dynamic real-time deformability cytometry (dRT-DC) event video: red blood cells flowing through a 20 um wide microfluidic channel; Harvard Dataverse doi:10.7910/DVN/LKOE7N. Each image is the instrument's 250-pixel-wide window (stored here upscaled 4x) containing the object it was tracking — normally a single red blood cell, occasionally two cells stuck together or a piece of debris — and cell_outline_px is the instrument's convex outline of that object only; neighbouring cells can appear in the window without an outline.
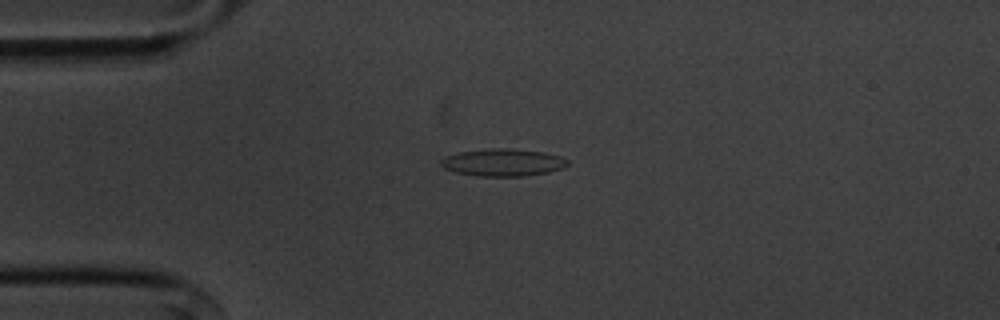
{"species": "common noctule bat (a hibernating species)", "species_latin": "Nyctalus noctula", "temperature_condition": "cold", "stored_images_in_passage": 43, "camera_frame_rate_fps": 3000, "um_per_image_px": 0.085, "animal": {"sex": "male", "body_mass_g": 20.1, "forearm_length_mm": 53.5}, "frame": {"image": 1, "passage_image": 1, "time_ms": 0.0, "image_size_px": [1000, 320], "cell_outline_px": [[568, 164], [564, 168], [548, 172], [524, 176], [480, 176], [456, 172], [444, 168], [440, 164], [440, 160], [444, 156], [460, 152], [492, 148], [512, 148], [540, 152], [560, 156], [568, 160]], "centroid_in_image_um": [42.74, 13.81], "position_along_channel_um": 42.3, "area_um2": 20.11}}
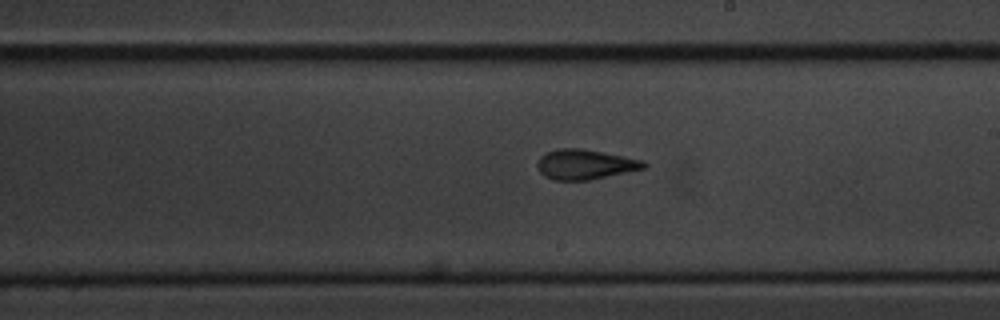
{"frame": {"image": 2, "passage_image": 19, "time_ms": 6.0, "image_size_px": [1000, 320], "cell_outline_px": [[648, 164], [644, 168], [588, 180], [556, 180], [544, 176], [540, 172], [536, 164], [536, 160], [540, 156], [556, 148], [580, 148], [644, 160]], "centroid_in_image_um": [49.69, 13.96], "position_along_channel_um": 239.3, "area_um2": 18.44}}
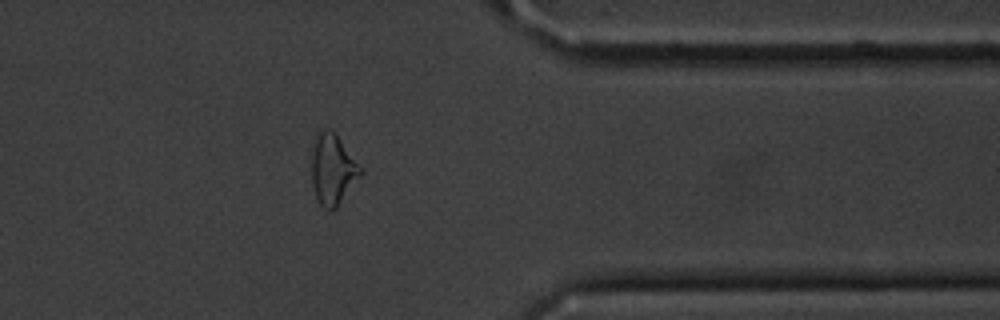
{"frame": {"image": 3, "passage_image": 32, "time_ms": 10.333, "image_size_px": [1000, 320], "cell_outline_px": [[364, 172], [336, 208], [324, 208], [320, 204], [316, 196], [312, 184], [312, 152], [316, 132], [324, 128], [328, 128], [336, 132], [364, 168]], "centroid_in_image_um": [28.32, 14.33], "position_along_channel_um": 383.1, "area_um2": 20.52}, "authors_computed_cell_mechanics": {"area_um2": 19.1318, "velocity_mm_per_s": 3.608, "shape_relaxation_time_tau1_ms": 4.1667, "shape_relaxation_time_tau2_ms": 2.0468, "deformation_change_tau1": 0.1427, "deformation_change_tau2": 0.0833}}